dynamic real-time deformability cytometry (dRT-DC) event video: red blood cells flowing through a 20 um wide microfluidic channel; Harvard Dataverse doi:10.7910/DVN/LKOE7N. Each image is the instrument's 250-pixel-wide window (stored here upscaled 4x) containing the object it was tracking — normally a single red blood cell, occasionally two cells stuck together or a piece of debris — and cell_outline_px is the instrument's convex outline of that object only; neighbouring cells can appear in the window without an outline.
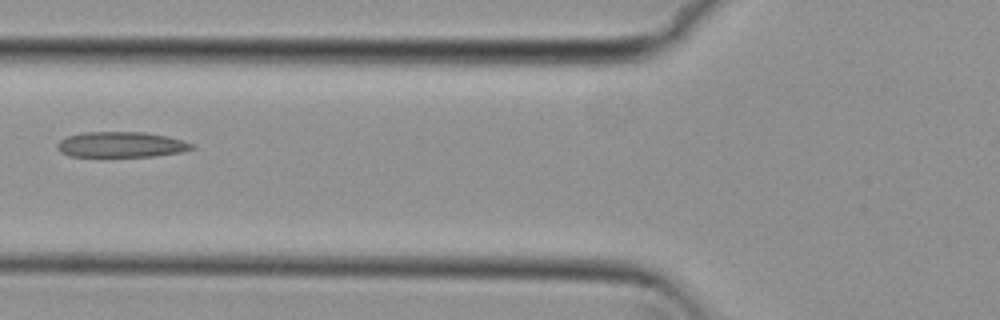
{"species": "common noctule bat (a hibernating species)", "species_latin": "Nyctalus noctula", "temperature_condition": "cold", "stored_images_in_passage": 5, "camera_frame_rate_fps": 3000, "um_per_image_px": 0.085, "animal": {"sex": "female", "body_mass_g": 29.2, "forearm_length_mm": 56.3}, "frame": {"image": 1, "passage_image": 4, "time_ms": 1.0, "image_size_px": [1000, 320], "cell_outline_px": [[196, 148], [180, 152], [152, 156], [68, 156], [60, 152], [56, 148], [56, 144], [60, 140], [68, 136], [84, 132], [144, 132], [168, 136], [196, 144]], "centroid_in_image_um": [10.31, 12.28], "position_along_channel_um": 115.5, "area_um2": 20.06}}
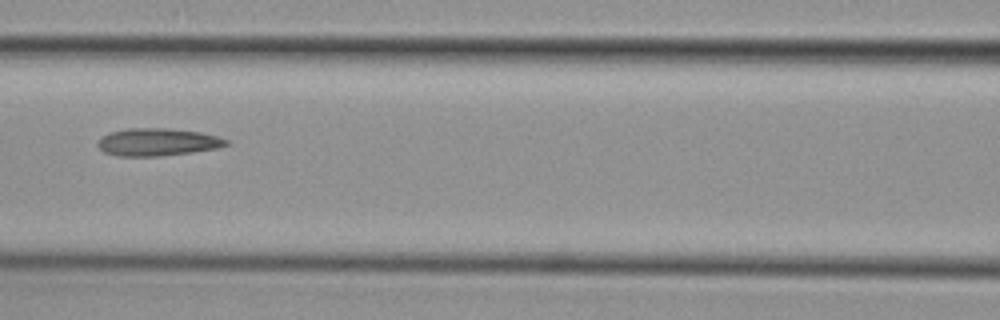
{"frame": {"image": 2, "passage_image": 5, "time_ms": 1.333, "image_size_px": [1000, 320], "cell_outline_px": [[232, 144], [216, 148], [192, 152], [160, 156], [116, 156], [104, 152], [96, 144], [108, 132], [124, 128], [168, 128], [200, 132], [216, 136], [228, 140]], "centroid_in_image_um": [13.39, 12.07], "position_along_channel_um": 153.2, "area_um2": 20.69}}